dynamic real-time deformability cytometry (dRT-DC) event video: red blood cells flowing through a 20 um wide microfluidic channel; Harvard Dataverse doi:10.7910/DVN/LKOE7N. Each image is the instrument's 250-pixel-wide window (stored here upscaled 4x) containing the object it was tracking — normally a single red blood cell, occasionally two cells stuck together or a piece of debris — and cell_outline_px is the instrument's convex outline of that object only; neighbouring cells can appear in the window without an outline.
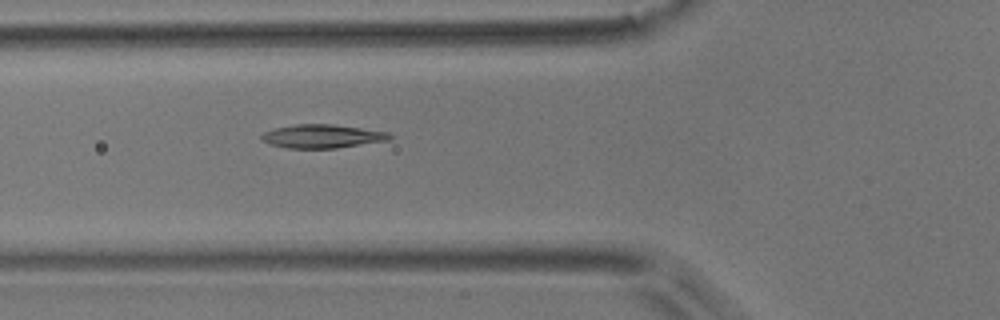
{"species": "common noctule bat (a hibernating species)", "species_latin": "Nyctalus noctula", "temperature_condition": "room temperature", "stored_images_in_passage": 2, "camera_frame_rate_fps": 3000, "um_per_image_px": 0.085, "animal": {"sex": "male", "body_mass_g": 17.9}, "frame": {"image": 1, "passage_image": 2, "time_ms": 0.333, "image_size_px": [1000, 320], "cell_outline_px": [[392, 140], [336, 148], [288, 148], [268, 144], [260, 140], [260, 136], [264, 132], [272, 128], [296, 124], [332, 124], [388, 132], [392, 136]], "centroid_in_image_um": [27.36, 11.58], "position_along_channel_um": 98.4, "area_um2": 17.74}}